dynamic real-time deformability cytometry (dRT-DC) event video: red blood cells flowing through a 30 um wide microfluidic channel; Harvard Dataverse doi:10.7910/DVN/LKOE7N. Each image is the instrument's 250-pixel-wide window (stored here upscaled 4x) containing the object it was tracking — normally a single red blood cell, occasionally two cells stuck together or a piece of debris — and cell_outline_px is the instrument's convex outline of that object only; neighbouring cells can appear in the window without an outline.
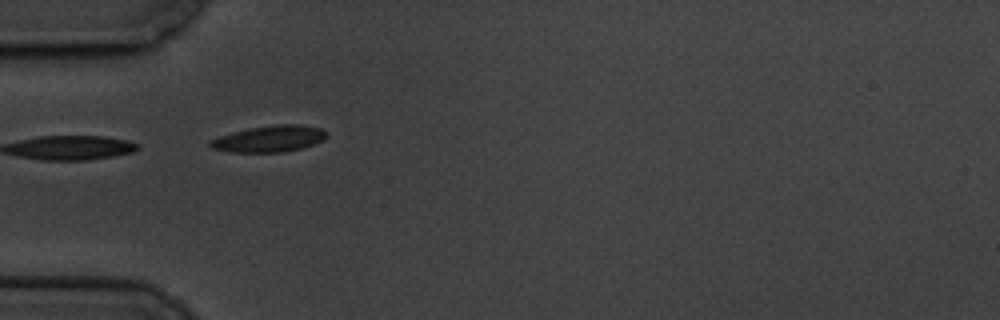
{"species": "common noctule bat (a hibernating species)", "species_latin": "Nyctalus noctula", "temperature_condition": "cold", "stored_images_in_passage": 7, "camera_frame_rate_fps": 3000, "um_per_image_px": 0.085, "animal": {"sex": "male", "body_mass_g": 19.5, "forearm_length_mm": 54.6}, "frame": {"image": 1, "passage_image": 5, "time_ms": 5.333, "image_size_px": [1000, 320], "cell_outline_px": [[328, 136], [324, 140], [300, 148], [284, 152], [232, 152], [212, 148], [208, 144], [208, 140], [220, 136], [248, 128], [276, 124], [300, 124], [320, 128], [328, 132]], "centroid_in_image_um": [22.91, 11.79], "position_along_channel_um": 62.1, "area_um2": 17.92}}
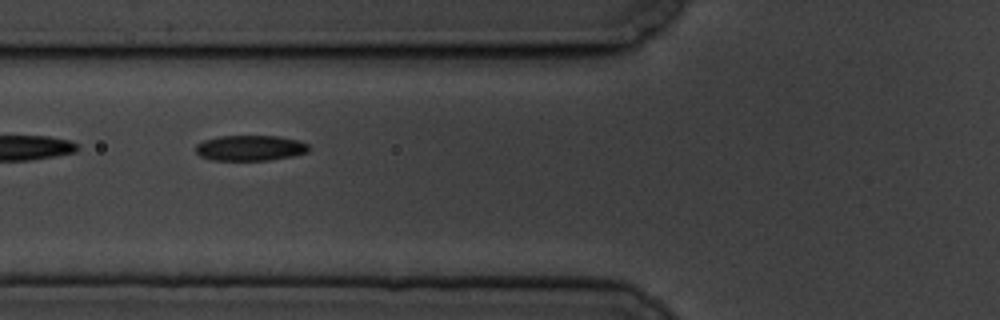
{"frame": {"image": 2, "passage_image": 6, "time_ms": 6.667, "image_size_px": [1000, 320], "cell_outline_px": [[308, 152], [292, 156], [268, 160], [212, 160], [200, 156], [196, 152], [196, 144], [204, 140], [220, 136], [280, 136], [296, 140], [308, 144]], "centroid_in_image_um": [21.24, 12.58], "position_along_channel_um": 104.6, "area_um2": 16.7}}